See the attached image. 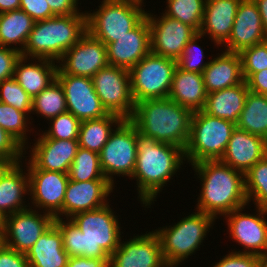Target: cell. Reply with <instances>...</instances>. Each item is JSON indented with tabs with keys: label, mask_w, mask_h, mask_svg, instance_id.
Instances as JSON below:
<instances>
[{
	"label": "cell",
	"mask_w": 267,
	"mask_h": 267,
	"mask_svg": "<svg viewBox=\"0 0 267 267\" xmlns=\"http://www.w3.org/2000/svg\"><path fill=\"white\" fill-rule=\"evenodd\" d=\"M110 205L78 213L67 220L54 217V223L62 235L63 248L69 257L103 258L110 262V256L123 237L119 218Z\"/></svg>",
	"instance_id": "1"
},
{
	"label": "cell",
	"mask_w": 267,
	"mask_h": 267,
	"mask_svg": "<svg viewBox=\"0 0 267 267\" xmlns=\"http://www.w3.org/2000/svg\"><path fill=\"white\" fill-rule=\"evenodd\" d=\"M137 158L131 179H135L138 201L144 208H151L158 193L179 172L185 159L184 149L158 142L137 130ZM153 202V203H152Z\"/></svg>",
	"instance_id": "2"
},
{
	"label": "cell",
	"mask_w": 267,
	"mask_h": 267,
	"mask_svg": "<svg viewBox=\"0 0 267 267\" xmlns=\"http://www.w3.org/2000/svg\"><path fill=\"white\" fill-rule=\"evenodd\" d=\"M192 168L201 181L195 211L206 213L216 220L233 210L248 207L244 173L221 160L201 161L193 164Z\"/></svg>",
	"instance_id": "3"
},
{
	"label": "cell",
	"mask_w": 267,
	"mask_h": 267,
	"mask_svg": "<svg viewBox=\"0 0 267 267\" xmlns=\"http://www.w3.org/2000/svg\"><path fill=\"white\" fill-rule=\"evenodd\" d=\"M192 114L190 109L169 98L147 99L135 104L129 120L140 133L185 149Z\"/></svg>",
	"instance_id": "4"
},
{
	"label": "cell",
	"mask_w": 267,
	"mask_h": 267,
	"mask_svg": "<svg viewBox=\"0 0 267 267\" xmlns=\"http://www.w3.org/2000/svg\"><path fill=\"white\" fill-rule=\"evenodd\" d=\"M86 12L35 21L21 56L58 62L87 32Z\"/></svg>",
	"instance_id": "5"
},
{
	"label": "cell",
	"mask_w": 267,
	"mask_h": 267,
	"mask_svg": "<svg viewBox=\"0 0 267 267\" xmlns=\"http://www.w3.org/2000/svg\"><path fill=\"white\" fill-rule=\"evenodd\" d=\"M215 219L197 211L180 221L158 228L153 232L158 236L163 258L169 267H177L184 260L200 250L204 238L214 225Z\"/></svg>",
	"instance_id": "6"
},
{
	"label": "cell",
	"mask_w": 267,
	"mask_h": 267,
	"mask_svg": "<svg viewBox=\"0 0 267 267\" xmlns=\"http://www.w3.org/2000/svg\"><path fill=\"white\" fill-rule=\"evenodd\" d=\"M235 128L233 122L208 115L203 110L193 112L190 135L184 149L185 159L191 165L220 160Z\"/></svg>",
	"instance_id": "7"
},
{
	"label": "cell",
	"mask_w": 267,
	"mask_h": 267,
	"mask_svg": "<svg viewBox=\"0 0 267 267\" xmlns=\"http://www.w3.org/2000/svg\"><path fill=\"white\" fill-rule=\"evenodd\" d=\"M145 5L127 0H103L97 11L87 14V31L105 45L117 41L147 15Z\"/></svg>",
	"instance_id": "8"
},
{
	"label": "cell",
	"mask_w": 267,
	"mask_h": 267,
	"mask_svg": "<svg viewBox=\"0 0 267 267\" xmlns=\"http://www.w3.org/2000/svg\"><path fill=\"white\" fill-rule=\"evenodd\" d=\"M177 60L147 54L130 70V84L133 100L136 103L147 99L168 98Z\"/></svg>",
	"instance_id": "9"
},
{
	"label": "cell",
	"mask_w": 267,
	"mask_h": 267,
	"mask_svg": "<svg viewBox=\"0 0 267 267\" xmlns=\"http://www.w3.org/2000/svg\"><path fill=\"white\" fill-rule=\"evenodd\" d=\"M137 151V128L129 119H124L99 152L102 171L112 185H115L113 176L132 178Z\"/></svg>",
	"instance_id": "10"
},
{
	"label": "cell",
	"mask_w": 267,
	"mask_h": 267,
	"mask_svg": "<svg viewBox=\"0 0 267 267\" xmlns=\"http://www.w3.org/2000/svg\"><path fill=\"white\" fill-rule=\"evenodd\" d=\"M95 92L108 113L130 119L135 102L131 93L129 70L108 65L92 78Z\"/></svg>",
	"instance_id": "11"
},
{
	"label": "cell",
	"mask_w": 267,
	"mask_h": 267,
	"mask_svg": "<svg viewBox=\"0 0 267 267\" xmlns=\"http://www.w3.org/2000/svg\"><path fill=\"white\" fill-rule=\"evenodd\" d=\"M29 204V208L8 215L1 221L3 244L25 254L54 223L51 214L32 209Z\"/></svg>",
	"instance_id": "12"
},
{
	"label": "cell",
	"mask_w": 267,
	"mask_h": 267,
	"mask_svg": "<svg viewBox=\"0 0 267 267\" xmlns=\"http://www.w3.org/2000/svg\"><path fill=\"white\" fill-rule=\"evenodd\" d=\"M25 158V169L29 174V189L33 209L43 210L53 217H63V201L69 182L67 173L36 168ZM28 163V164H27Z\"/></svg>",
	"instance_id": "13"
},
{
	"label": "cell",
	"mask_w": 267,
	"mask_h": 267,
	"mask_svg": "<svg viewBox=\"0 0 267 267\" xmlns=\"http://www.w3.org/2000/svg\"><path fill=\"white\" fill-rule=\"evenodd\" d=\"M245 207L233 210L223 216L227 223V231L232 240L242 246L235 252L260 255L267 252V209L255 207L257 214L242 212Z\"/></svg>",
	"instance_id": "14"
},
{
	"label": "cell",
	"mask_w": 267,
	"mask_h": 267,
	"mask_svg": "<svg viewBox=\"0 0 267 267\" xmlns=\"http://www.w3.org/2000/svg\"><path fill=\"white\" fill-rule=\"evenodd\" d=\"M153 15L150 12L146 15L150 28L151 52L177 60L197 32L180 20L164 15L163 12L158 17Z\"/></svg>",
	"instance_id": "15"
},
{
	"label": "cell",
	"mask_w": 267,
	"mask_h": 267,
	"mask_svg": "<svg viewBox=\"0 0 267 267\" xmlns=\"http://www.w3.org/2000/svg\"><path fill=\"white\" fill-rule=\"evenodd\" d=\"M56 79L60 82L67 104V112L80 121L97 119L109 113L102 106L91 78L65 74L59 67Z\"/></svg>",
	"instance_id": "16"
},
{
	"label": "cell",
	"mask_w": 267,
	"mask_h": 267,
	"mask_svg": "<svg viewBox=\"0 0 267 267\" xmlns=\"http://www.w3.org/2000/svg\"><path fill=\"white\" fill-rule=\"evenodd\" d=\"M58 67L68 75L92 78L107 67V47L88 31L68 49L58 61Z\"/></svg>",
	"instance_id": "17"
},
{
	"label": "cell",
	"mask_w": 267,
	"mask_h": 267,
	"mask_svg": "<svg viewBox=\"0 0 267 267\" xmlns=\"http://www.w3.org/2000/svg\"><path fill=\"white\" fill-rule=\"evenodd\" d=\"M109 267H169L163 258L158 236L146 232L129 241L120 240L119 247L110 256Z\"/></svg>",
	"instance_id": "18"
},
{
	"label": "cell",
	"mask_w": 267,
	"mask_h": 267,
	"mask_svg": "<svg viewBox=\"0 0 267 267\" xmlns=\"http://www.w3.org/2000/svg\"><path fill=\"white\" fill-rule=\"evenodd\" d=\"M36 143L30 149L29 161L38 169L47 171L69 172L70 166L74 161L79 148L78 140H57L48 138L43 132L38 134Z\"/></svg>",
	"instance_id": "19"
},
{
	"label": "cell",
	"mask_w": 267,
	"mask_h": 267,
	"mask_svg": "<svg viewBox=\"0 0 267 267\" xmlns=\"http://www.w3.org/2000/svg\"><path fill=\"white\" fill-rule=\"evenodd\" d=\"M115 186L108 180H89L79 182L69 180L63 201L64 219L74 215L99 209L107 204L108 197Z\"/></svg>",
	"instance_id": "20"
},
{
	"label": "cell",
	"mask_w": 267,
	"mask_h": 267,
	"mask_svg": "<svg viewBox=\"0 0 267 267\" xmlns=\"http://www.w3.org/2000/svg\"><path fill=\"white\" fill-rule=\"evenodd\" d=\"M107 61L111 66L130 70L151 52L150 28L147 16L132 30L108 43Z\"/></svg>",
	"instance_id": "21"
},
{
	"label": "cell",
	"mask_w": 267,
	"mask_h": 267,
	"mask_svg": "<svg viewBox=\"0 0 267 267\" xmlns=\"http://www.w3.org/2000/svg\"><path fill=\"white\" fill-rule=\"evenodd\" d=\"M262 20L253 0H241L234 19L232 32L221 46L227 52L240 53L243 49L265 42Z\"/></svg>",
	"instance_id": "22"
},
{
	"label": "cell",
	"mask_w": 267,
	"mask_h": 267,
	"mask_svg": "<svg viewBox=\"0 0 267 267\" xmlns=\"http://www.w3.org/2000/svg\"><path fill=\"white\" fill-rule=\"evenodd\" d=\"M23 168L22 162L0 164V221L29 208L25 205V196L30 194L29 174Z\"/></svg>",
	"instance_id": "23"
},
{
	"label": "cell",
	"mask_w": 267,
	"mask_h": 267,
	"mask_svg": "<svg viewBox=\"0 0 267 267\" xmlns=\"http://www.w3.org/2000/svg\"><path fill=\"white\" fill-rule=\"evenodd\" d=\"M267 156V140L247 131H232L225 152L220 159L223 163L244 174L258 161Z\"/></svg>",
	"instance_id": "24"
},
{
	"label": "cell",
	"mask_w": 267,
	"mask_h": 267,
	"mask_svg": "<svg viewBox=\"0 0 267 267\" xmlns=\"http://www.w3.org/2000/svg\"><path fill=\"white\" fill-rule=\"evenodd\" d=\"M241 0H206L199 33L208 35L211 42L222 46L231 35Z\"/></svg>",
	"instance_id": "25"
},
{
	"label": "cell",
	"mask_w": 267,
	"mask_h": 267,
	"mask_svg": "<svg viewBox=\"0 0 267 267\" xmlns=\"http://www.w3.org/2000/svg\"><path fill=\"white\" fill-rule=\"evenodd\" d=\"M220 54L209 60L202 73L207 93L233 87L244 81L240 54L227 51Z\"/></svg>",
	"instance_id": "26"
},
{
	"label": "cell",
	"mask_w": 267,
	"mask_h": 267,
	"mask_svg": "<svg viewBox=\"0 0 267 267\" xmlns=\"http://www.w3.org/2000/svg\"><path fill=\"white\" fill-rule=\"evenodd\" d=\"M27 60L30 58L23 56L17 60L14 78L34 98L56 80L58 62L45 58H31L33 63Z\"/></svg>",
	"instance_id": "27"
},
{
	"label": "cell",
	"mask_w": 267,
	"mask_h": 267,
	"mask_svg": "<svg viewBox=\"0 0 267 267\" xmlns=\"http://www.w3.org/2000/svg\"><path fill=\"white\" fill-rule=\"evenodd\" d=\"M29 267H66L68 253L60 230L53 223L26 252Z\"/></svg>",
	"instance_id": "28"
},
{
	"label": "cell",
	"mask_w": 267,
	"mask_h": 267,
	"mask_svg": "<svg viewBox=\"0 0 267 267\" xmlns=\"http://www.w3.org/2000/svg\"><path fill=\"white\" fill-rule=\"evenodd\" d=\"M207 95L203 74L176 67L169 99L195 112L204 109Z\"/></svg>",
	"instance_id": "29"
},
{
	"label": "cell",
	"mask_w": 267,
	"mask_h": 267,
	"mask_svg": "<svg viewBox=\"0 0 267 267\" xmlns=\"http://www.w3.org/2000/svg\"><path fill=\"white\" fill-rule=\"evenodd\" d=\"M249 89L246 81L233 87L208 93L203 109L208 115L238 123Z\"/></svg>",
	"instance_id": "30"
},
{
	"label": "cell",
	"mask_w": 267,
	"mask_h": 267,
	"mask_svg": "<svg viewBox=\"0 0 267 267\" xmlns=\"http://www.w3.org/2000/svg\"><path fill=\"white\" fill-rule=\"evenodd\" d=\"M34 23L35 20L21 9L1 13L0 45L22 52Z\"/></svg>",
	"instance_id": "31"
},
{
	"label": "cell",
	"mask_w": 267,
	"mask_h": 267,
	"mask_svg": "<svg viewBox=\"0 0 267 267\" xmlns=\"http://www.w3.org/2000/svg\"><path fill=\"white\" fill-rule=\"evenodd\" d=\"M123 120L119 115L109 113L105 117L81 121L79 147L99 153L114 131V127Z\"/></svg>",
	"instance_id": "32"
},
{
	"label": "cell",
	"mask_w": 267,
	"mask_h": 267,
	"mask_svg": "<svg viewBox=\"0 0 267 267\" xmlns=\"http://www.w3.org/2000/svg\"><path fill=\"white\" fill-rule=\"evenodd\" d=\"M236 127L267 140V95L248 91Z\"/></svg>",
	"instance_id": "33"
},
{
	"label": "cell",
	"mask_w": 267,
	"mask_h": 267,
	"mask_svg": "<svg viewBox=\"0 0 267 267\" xmlns=\"http://www.w3.org/2000/svg\"><path fill=\"white\" fill-rule=\"evenodd\" d=\"M65 112H67L66 98L57 79L32 100L31 113L46 118L48 121Z\"/></svg>",
	"instance_id": "34"
},
{
	"label": "cell",
	"mask_w": 267,
	"mask_h": 267,
	"mask_svg": "<svg viewBox=\"0 0 267 267\" xmlns=\"http://www.w3.org/2000/svg\"><path fill=\"white\" fill-rule=\"evenodd\" d=\"M69 180L85 182L107 180L100 165L99 153L79 147L69 172Z\"/></svg>",
	"instance_id": "35"
},
{
	"label": "cell",
	"mask_w": 267,
	"mask_h": 267,
	"mask_svg": "<svg viewBox=\"0 0 267 267\" xmlns=\"http://www.w3.org/2000/svg\"><path fill=\"white\" fill-rule=\"evenodd\" d=\"M164 15L180 20L182 23L192 27L199 33L206 0H166Z\"/></svg>",
	"instance_id": "36"
},
{
	"label": "cell",
	"mask_w": 267,
	"mask_h": 267,
	"mask_svg": "<svg viewBox=\"0 0 267 267\" xmlns=\"http://www.w3.org/2000/svg\"><path fill=\"white\" fill-rule=\"evenodd\" d=\"M245 191L248 205L267 209V156L258 161L245 174Z\"/></svg>",
	"instance_id": "37"
},
{
	"label": "cell",
	"mask_w": 267,
	"mask_h": 267,
	"mask_svg": "<svg viewBox=\"0 0 267 267\" xmlns=\"http://www.w3.org/2000/svg\"><path fill=\"white\" fill-rule=\"evenodd\" d=\"M25 112H22L11 105L0 102V126L14 137L24 148L28 146V136L31 126L30 119ZM29 120V121H28Z\"/></svg>",
	"instance_id": "38"
},
{
	"label": "cell",
	"mask_w": 267,
	"mask_h": 267,
	"mask_svg": "<svg viewBox=\"0 0 267 267\" xmlns=\"http://www.w3.org/2000/svg\"><path fill=\"white\" fill-rule=\"evenodd\" d=\"M33 98L20 86L14 77L0 83V102L31 116Z\"/></svg>",
	"instance_id": "39"
},
{
	"label": "cell",
	"mask_w": 267,
	"mask_h": 267,
	"mask_svg": "<svg viewBox=\"0 0 267 267\" xmlns=\"http://www.w3.org/2000/svg\"><path fill=\"white\" fill-rule=\"evenodd\" d=\"M49 121L51 125H49L48 130H42L48 138L57 140H78L81 121L72 113L65 112L59 114Z\"/></svg>",
	"instance_id": "40"
},
{
	"label": "cell",
	"mask_w": 267,
	"mask_h": 267,
	"mask_svg": "<svg viewBox=\"0 0 267 267\" xmlns=\"http://www.w3.org/2000/svg\"><path fill=\"white\" fill-rule=\"evenodd\" d=\"M204 36L200 33L195 34L192 39L184 47L183 53L177 59V67L186 72H196L202 74L204 69L209 64V61L204 62L203 48L199 46L200 39Z\"/></svg>",
	"instance_id": "41"
},
{
	"label": "cell",
	"mask_w": 267,
	"mask_h": 267,
	"mask_svg": "<svg viewBox=\"0 0 267 267\" xmlns=\"http://www.w3.org/2000/svg\"><path fill=\"white\" fill-rule=\"evenodd\" d=\"M239 54L242 60V75L245 81L253 73L267 69V40L247 47Z\"/></svg>",
	"instance_id": "42"
},
{
	"label": "cell",
	"mask_w": 267,
	"mask_h": 267,
	"mask_svg": "<svg viewBox=\"0 0 267 267\" xmlns=\"http://www.w3.org/2000/svg\"><path fill=\"white\" fill-rule=\"evenodd\" d=\"M24 155L25 148L0 126V164L22 162Z\"/></svg>",
	"instance_id": "43"
},
{
	"label": "cell",
	"mask_w": 267,
	"mask_h": 267,
	"mask_svg": "<svg viewBox=\"0 0 267 267\" xmlns=\"http://www.w3.org/2000/svg\"><path fill=\"white\" fill-rule=\"evenodd\" d=\"M212 267H258V255L239 253L232 250Z\"/></svg>",
	"instance_id": "44"
},
{
	"label": "cell",
	"mask_w": 267,
	"mask_h": 267,
	"mask_svg": "<svg viewBox=\"0 0 267 267\" xmlns=\"http://www.w3.org/2000/svg\"><path fill=\"white\" fill-rule=\"evenodd\" d=\"M21 52L0 45V83L14 77L15 65Z\"/></svg>",
	"instance_id": "45"
},
{
	"label": "cell",
	"mask_w": 267,
	"mask_h": 267,
	"mask_svg": "<svg viewBox=\"0 0 267 267\" xmlns=\"http://www.w3.org/2000/svg\"><path fill=\"white\" fill-rule=\"evenodd\" d=\"M20 9L25 11L35 21L56 16L46 0H20Z\"/></svg>",
	"instance_id": "46"
},
{
	"label": "cell",
	"mask_w": 267,
	"mask_h": 267,
	"mask_svg": "<svg viewBox=\"0 0 267 267\" xmlns=\"http://www.w3.org/2000/svg\"><path fill=\"white\" fill-rule=\"evenodd\" d=\"M0 267H29L26 254L17 252L3 243L0 245Z\"/></svg>",
	"instance_id": "47"
},
{
	"label": "cell",
	"mask_w": 267,
	"mask_h": 267,
	"mask_svg": "<svg viewBox=\"0 0 267 267\" xmlns=\"http://www.w3.org/2000/svg\"><path fill=\"white\" fill-rule=\"evenodd\" d=\"M55 15L78 14L79 0H46Z\"/></svg>",
	"instance_id": "48"
},
{
	"label": "cell",
	"mask_w": 267,
	"mask_h": 267,
	"mask_svg": "<svg viewBox=\"0 0 267 267\" xmlns=\"http://www.w3.org/2000/svg\"><path fill=\"white\" fill-rule=\"evenodd\" d=\"M246 83L250 92L267 95V69L253 73Z\"/></svg>",
	"instance_id": "49"
},
{
	"label": "cell",
	"mask_w": 267,
	"mask_h": 267,
	"mask_svg": "<svg viewBox=\"0 0 267 267\" xmlns=\"http://www.w3.org/2000/svg\"><path fill=\"white\" fill-rule=\"evenodd\" d=\"M66 267H109V263L103 258L77 256L69 257Z\"/></svg>",
	"instance_id": "50"
},
{
	"label": "cell",
	"mask_w": 267,
	"mask_h": 267,
	"mask_svg": "<svg viewBox=\"0 0 267 267\" xmlns=\"http://www.w3.org/2000/svg\"><path fill=\"white\" fill-rule=\"evenodd\" d=\"M259 10L264 33L267 37V0H253Z\"/></svg>",
	"instance_id": "51"
},
{
	"label": "cell",
	"mask_w": 267,
	"mask_h": 267,
	"mask_svg": "<svg viewBox=\"0 0 267 267\" xmlns=\"http://www.w3.org/2000/svg\"><path fill=\"white\" fill-rule=\"evenodd\" d=\"M19 9L20 0H0V14Z\"/></svg>",
	"instance_id": "52"
},
{
	"label": "cell",
	"mask_w": 267,
	"mask_h": 267,
	"mask_svg": "<svg viewBox=\"0 0 267 267\" xmlns=\"http://www.w3.org/2000/svg\"><path fill=\"white\" fill-rule=\"evenodd\" d=\"M258 267H267V252L258 255Z\"/></svg>",
	"instance_id": "53"
},
{
	"label": "cell",
	"mask_w": 267,
	"mask_h": 267,
	"mask_svg": "<svg viewBox=\"0 0 267 267\" xmlns=\"http://www.w3.org/2000/svg\"><path fill=\"white\" fill-rule=\"evenodd\" d=\"M3 243V237H2V223L0 221V245Z\"/></svg>",
	"instance_id": "54"
},
{
	"label": "cell",
	"mask_w": 267,
	"mask_h": 267,
	"mask_svg": "<svg viewBox=\"0 0 267 267\" xmlns=\"http://www.w3.org/2000/svg\"><path fill=\"white\" fill-rule=\"evenodd\" d=\"M127 1H133V2L144 5V2H143L144 0H127Z\"/></svg>",
	"instance_id": "55"
}]
</instances>
